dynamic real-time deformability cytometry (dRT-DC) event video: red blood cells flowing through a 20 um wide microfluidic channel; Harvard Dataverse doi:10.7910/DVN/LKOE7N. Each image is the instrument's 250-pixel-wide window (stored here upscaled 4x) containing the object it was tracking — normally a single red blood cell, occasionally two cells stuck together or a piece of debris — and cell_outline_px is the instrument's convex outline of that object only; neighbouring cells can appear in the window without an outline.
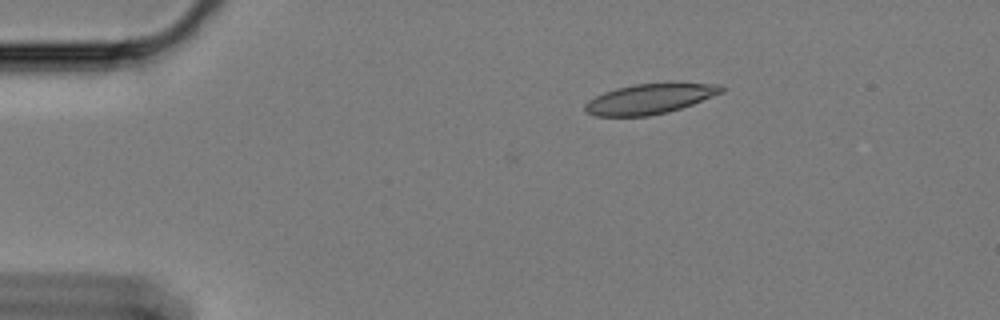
{"species": "Egyptian fruit bat (a non-hibernating species)", "species_latin": "Rousettus aegyptiacus", "temperature_condition": "cold", "stored_images_in_passage": 2, "camera_frame_rate_fps": 3000, "um_per_image_px": 0.085, "animal": {"sex": "female"}, "frame": {"image": 1, "passage_image": 2, "time_ms": 0.333, "image_size_px": [1000, 320], "cell_outline_px": [[728, 88], [724, 92], [692, 104], [668, 112], [648, 116], [596, 116], [588, 112], [584, 108], [584, 104], [588, 100], [604, 92], [616, 88], [632, 84], [672, 80], [720, 84]], "centroid_in_image_um": [55.33, 8.34], "position_along_channel_um": 29.7, "area_um2": 24.91}}